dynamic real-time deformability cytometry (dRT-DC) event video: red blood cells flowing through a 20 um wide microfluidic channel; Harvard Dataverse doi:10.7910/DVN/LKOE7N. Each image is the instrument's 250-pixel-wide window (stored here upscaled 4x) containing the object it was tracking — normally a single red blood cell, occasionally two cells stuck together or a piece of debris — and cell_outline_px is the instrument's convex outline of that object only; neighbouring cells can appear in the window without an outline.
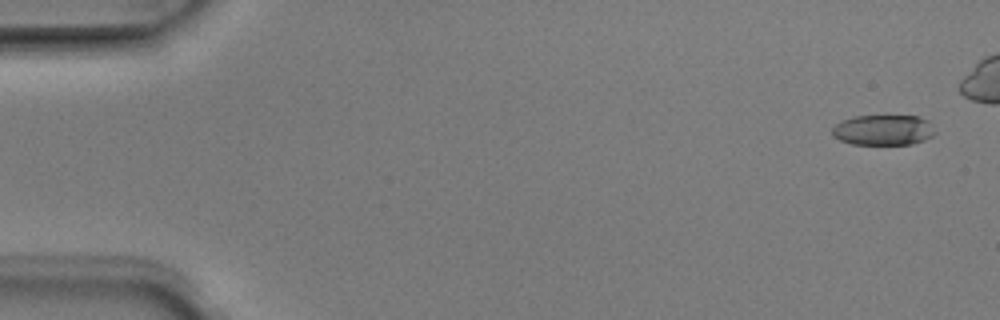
{"species": "Egyptian fruit bat (a non-hibernating species)", "species_latin": "Rousettus aegyptiacus", "temperature_condition": "room temperature", "stored_images_in_passage": 3, "camera_frame_rate_fps": 3000, "um_per_image_px": 0.085, "animal": {"sex": "male"}, "frame": {"image": 1, "passage_image": 1, "time_ms": 0.0, "image_size_px": [1000, 320], "cell_outline_px": [[936, 132], [932, 136], [924, 140], [912, 144], [852, 144], [840, 140], [832, 136], [832, 128], [836, 124], [852, 116], [920, 116], [928, 120]], "centroid_in_image_um": [75.09, 11.05], "position_along_channel_um": 9.9, "area_um2": 18.26}}